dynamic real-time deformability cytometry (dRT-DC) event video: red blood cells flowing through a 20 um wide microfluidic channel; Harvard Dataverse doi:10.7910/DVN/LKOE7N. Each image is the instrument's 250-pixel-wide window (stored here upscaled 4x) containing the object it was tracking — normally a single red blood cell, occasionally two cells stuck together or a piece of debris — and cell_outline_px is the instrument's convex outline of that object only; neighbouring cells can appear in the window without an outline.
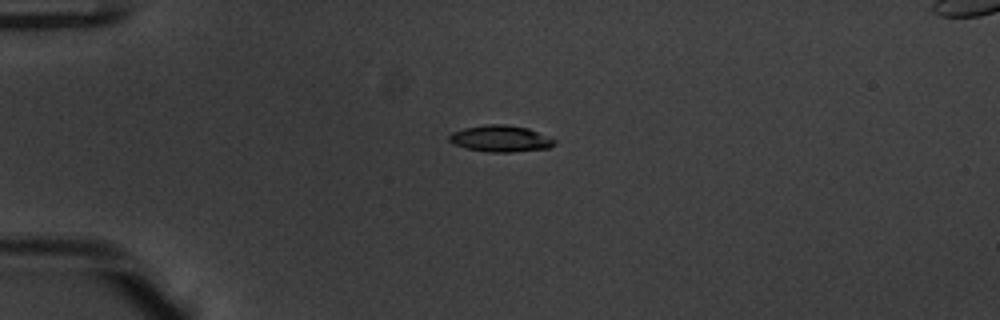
{"species": "common noctule bat (a hibernating species)", "species_latin": "Nyctalus noctula", "temperature_condition": "warm", "stored_images_in_passage": 41, "camera_frame_rate_fps": 3000, "um_per_image_px": 0.085, "animal": {"sex": "male", "body_mass_g": 20.1, "forearm_length_mm": 53.5}, "frame": {"image": 1, "passage_image": 1, "time_ms": 0.0, "image_size_px": [1000, 320], "cell_outline_px": [[556, 144], [548, 148], [512, 152], [488, 152], [468, 148], [452, 144], [448, 140], [448, 136], [452, 132], [464, 128], [488, 124], [508, 124], [528, 128], [556, 140]], "centroid_in_image_um": [42.53, 11.78], "position_along_channel_um": 42.5, "area_um2": 16.24}}
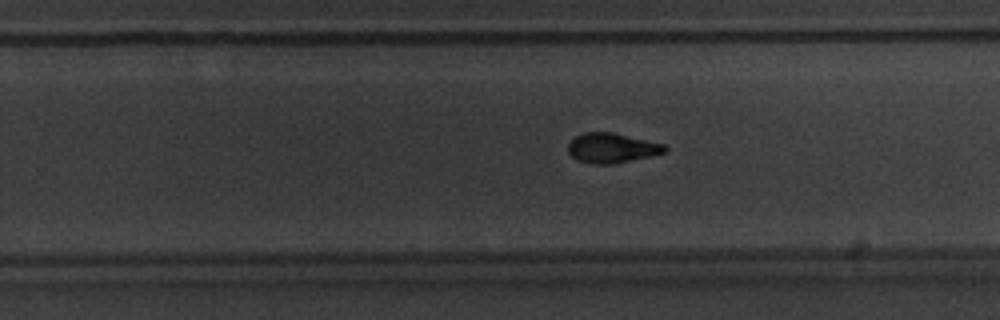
{"frame": {"image": 2, "passage_image": 22, "time_ms": 7.0, "image_size_px": [1000, 320], "cell_outline_px": [[668, 152], [612, 164], [592, 164], [576, 160], [568, 152], [568, 144], [576, 136], [584, 132], [612, 132], [664, 144], [668, 148]], "centroid_in_image_um": [52.0, 12.58], "position_along_channel_um": 277.8, "area_um2": 16.76}}
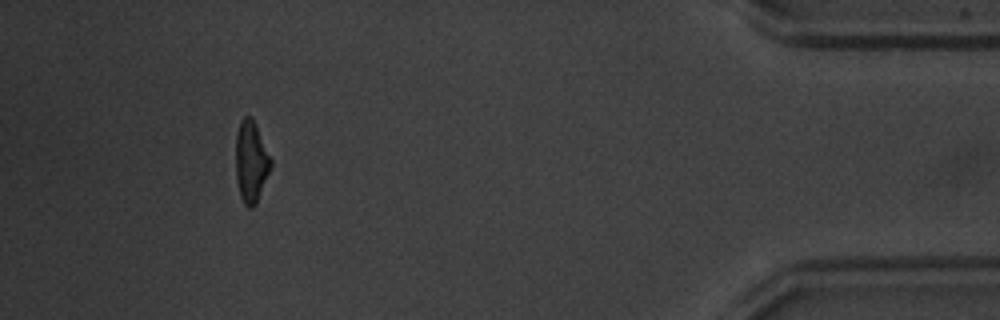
{"frame": {"image": 3, "passage_image": 37, "time_ms": 12.0, "image_size_px": [1000, 320], "cell_outline_px": [[272, 164], [256, 204], [252, 208], [248, 208], [244, 204], [240, 196], [236, 180], [236, 132], [240, 120], [244, 116], [252, 116], [256, 124], [272, 160]], "centroid_in_image_um": [21.33, 13.72], "position_along_channel_um": 413.9, "area_um2": 16.76}, "authors_computed_cell_mechanics": {"area_um2": 16.5886, "velocity_mm_per_s": 3.8133, "shape_relaxation_time_tau1_ms": 4.5524, "shape_relaxation_time_tau2_ms": 2.3569, "deformation_change_tau1": 0.1694, "deformation_change_tau2": 0.0873}}